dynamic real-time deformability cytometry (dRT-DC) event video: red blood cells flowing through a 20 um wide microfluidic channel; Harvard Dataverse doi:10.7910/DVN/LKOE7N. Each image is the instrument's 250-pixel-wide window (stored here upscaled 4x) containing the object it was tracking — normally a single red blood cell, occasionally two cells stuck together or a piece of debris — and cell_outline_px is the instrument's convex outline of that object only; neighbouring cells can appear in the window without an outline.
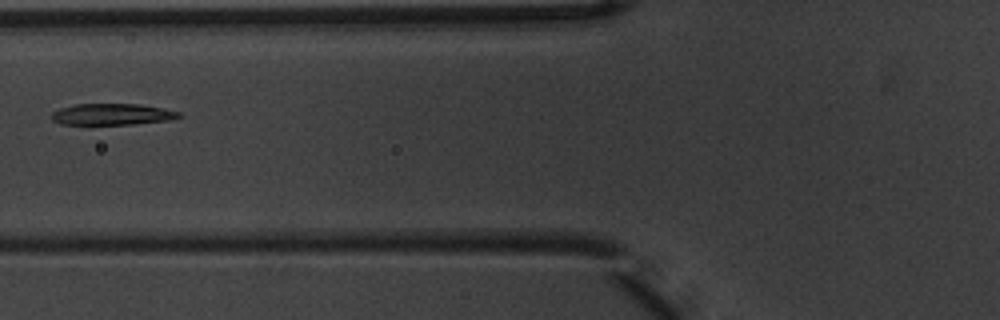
{"species": "common noctule bat (a hibernating species)", "species_latin": "Nyctalus noctula", "temperature_condition": "warm", "stored_images_in_passage": 4, "camera_frame_rate_fps": 3000, "um_per_image_px": 0.085, "animal": {"sex": "male", "body_mass_g": 20.1, "forearm_length_mm": 53.5}, "frame": {"image": 1, "passage_image": 3, "time_ms": 0.667, "image_size_px": [1000, 320], "cell_outline_px": [[184, 116], [172, 120], [132, 124], [60, 124], [52, 120], [52, 112], [60, 108], [76, 104], [140, 104], [164, 108], [180, 112]], "centroid_in_image_um": [9.58, 9.71], "position_along_channel_um": 116.2, "area_um2": 15.95}}
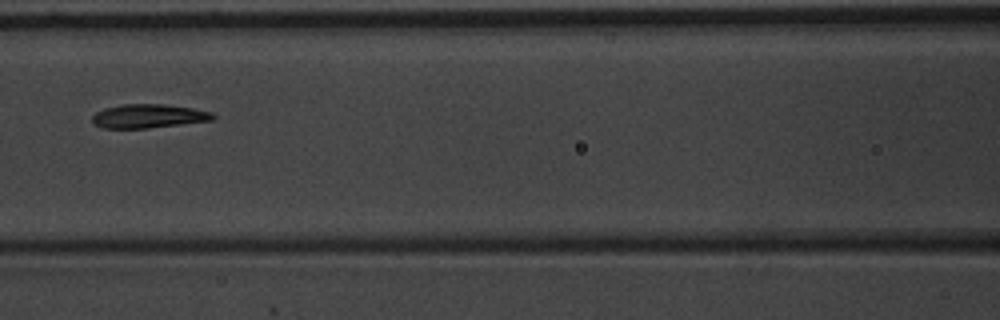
{"frame": {"image": 2, "passage_image": 4, "time_ms": 1.0, "image_size_px": [1000, 320], "cell_outline_px": [[216, 116], [212, 120], [148, 128], [104, 128], [96, 124], [92, 120], [92, 116], [96, 112], [104, 108], [120, 104], [164, 104], [192, 108], [212, 112]], "centroid_in_image_um": [12.61, 9.86], "position_along_channel_um": 154.0, "area_um2": 16.65}}